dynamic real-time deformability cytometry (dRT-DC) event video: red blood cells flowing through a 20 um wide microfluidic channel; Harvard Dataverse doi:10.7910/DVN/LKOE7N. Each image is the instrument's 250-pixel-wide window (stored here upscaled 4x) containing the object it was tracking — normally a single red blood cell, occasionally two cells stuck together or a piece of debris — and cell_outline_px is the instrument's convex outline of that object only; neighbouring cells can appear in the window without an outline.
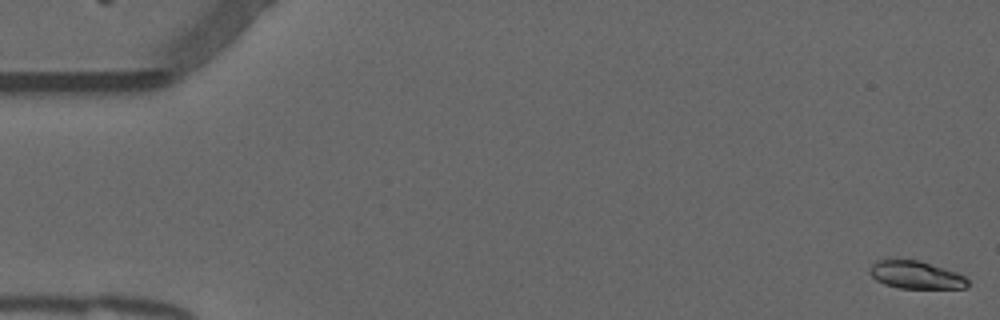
{"species": "common noctule bat (a hibernating species)", "species_latin": "Nyctalus noctula", "temperature_condition": "warm", "stored_images_in_passage": 54, "camera_frame_rate_fps": 3000, "um_per_image_px": 0.085, "animal": {"sex": "male", "forearm_length_mm": 52.5}, "frame": {"image": 1, "passage_image": 1, "time_ms": 0.0, "image_size_px": [1000, 320], "cell_outline_px": [[968, 288], [900, 288], [884, 284], [876, 280], [868, 272], [868, 268], [876, 260], [920, 260], [956, 272], [964, 276], [968, 280]], "centroid_in_image_um": [77.83, 23.37], "position_along_channel_um": 7.2, "area_um2": 15.84}}
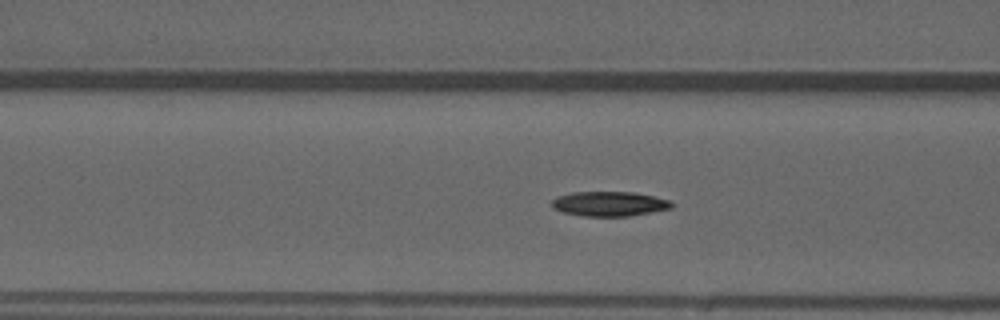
{"frame": {"image": 2, "passage_image": 21, "time_ms": 6.667, "image_size_px": [1000, 320], "cell_outline_px": [[672, 208], [628, 216], [584, 216], [564, 212], [552, 208], [552, 200], [560, 196], [572, 192], [632, 192], [672, 200]], "centroid_in_image_um": [51.8, 17.32], "position_along_channel_um": 114.8, "area_um2": 17.05}}
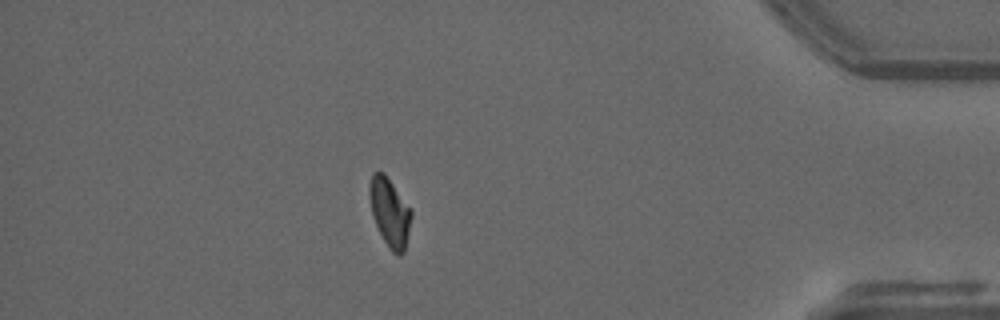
{"frame": {"image": 3, "passage_image": 47, "time_ms": 15.333, "image_size_px": [1000, 320], "cell_outline_px": [[412, 216], [404, 252], [400, 256], [392, 252], [388, 248], [372, 216], [368, 192], [368, 188], [372, 172], [384, 172], [412, 208]], "centroid_in_image_um": [33.13, 18.02], "position_along_channel_um": 402.1, "area_um2": 16.94}, "authors_computed_cell_mechanics": {"area_um2": 16.9354, "velocity_mm_per_s": 3.8351, "shape_relaxation_time_tau1_ms": 8.1567, "shape_relaxation_time_tau2_ms": 2.6712, "deformation_change_tau1": 0.2327, "deformation_change_tau2": 0.0711}}